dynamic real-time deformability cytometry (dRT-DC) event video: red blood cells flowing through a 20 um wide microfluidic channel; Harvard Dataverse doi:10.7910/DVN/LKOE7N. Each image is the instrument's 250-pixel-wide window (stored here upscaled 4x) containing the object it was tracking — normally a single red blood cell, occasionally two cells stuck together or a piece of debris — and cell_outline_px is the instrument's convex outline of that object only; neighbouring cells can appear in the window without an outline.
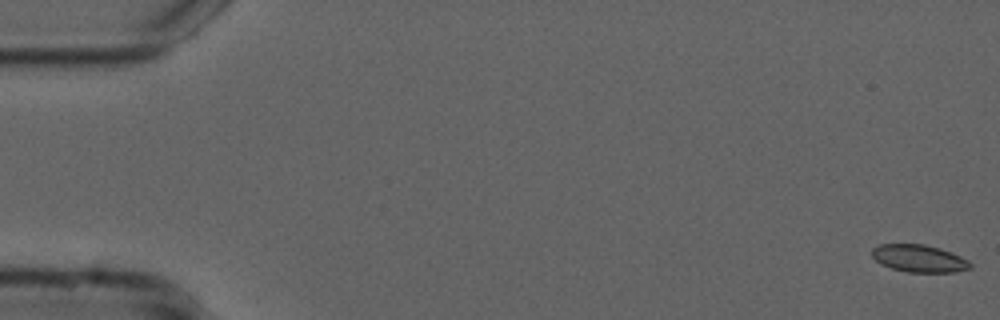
{"species": "common noctule bat (a hibernating species)", "species_latin": "Nyctalus noctula", "temperature_condition": "cold", "stored_images_in_passage": 56, "camera_frame_rate_fps": 3000, "um_per_image_px": 0.085, "animal": {"sex": "male", "forearm_length_mm": 52.5}, "frame": {"image": 1, "passage_image": 1, "time_ms": 0.0, "image_size_px": [1000, 320], "cell_outline_px": [[972, 268], [956, 272], [908, 272], [892, 268], [880, 264], [872, 256], [872, 248], [880, 244], [924, 244], [940, 248], [960, 256], [968, 260], [972, 264]], "centroid_in_image_um": [78.13, 21.97], "position_along_channel_um": 6.9, "area_um2": 15.72}}
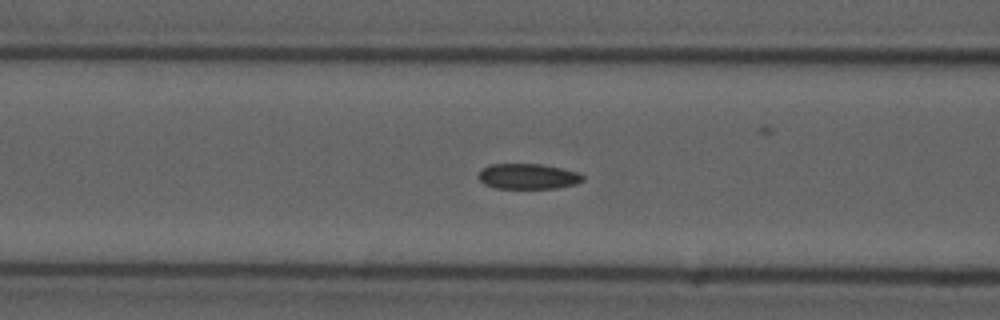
{"frame": {"image": 2, "passage_image": 22, "time_ms": 7.0, "image_size_px": [1000, 320], "cell_outline_px": [[584, 180], [576, 184], [556, 188], [496, 188], [484, 184], [476, 176], [488, 164], [540, 164], [580, 172], [584, 176]], "centroid_in_image_um": [44.89, 14.99], "position_along_channel_um": 121.7, "area_um2": 15.49}}
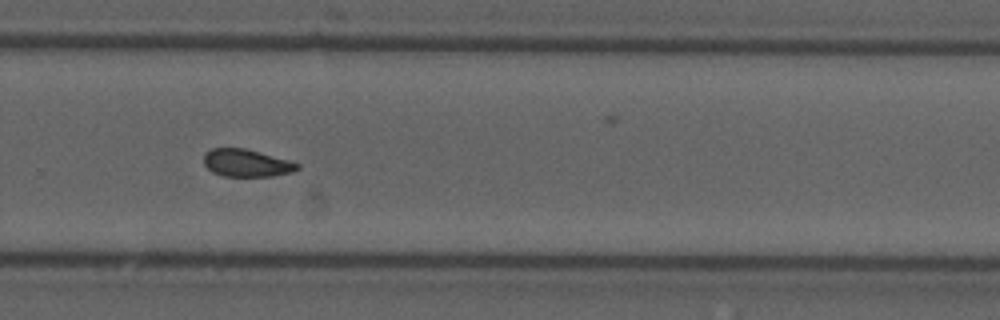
{"frame": {"image": 3, "passage_image": 37, "time_ms": 12.0, "image_size_px": [1000, 320], "cell_outline_px": [[300, 168], [292, 172], [272, 176], [224, 176], [212, 172], [204, 164], [204, 152], [212, 148], [244, 148], [260, 152], [288, 160], [300, 164]], "centroid_in_image_um": [20.94, 13.85], "position_along_channel_um": 308.9, "area_um2": 14.97}, "authors_computed_cell_mechanics": {"area_um2": 15.7505, "velocity_mm_per_s": 3.753, "shape_relaxation_time_tau1_ms": null, "shape_relaxation_time_tau2_ms": 2.6397, "deformation_change_tau1": null, "deformation_change_tau2": 0.0751}}